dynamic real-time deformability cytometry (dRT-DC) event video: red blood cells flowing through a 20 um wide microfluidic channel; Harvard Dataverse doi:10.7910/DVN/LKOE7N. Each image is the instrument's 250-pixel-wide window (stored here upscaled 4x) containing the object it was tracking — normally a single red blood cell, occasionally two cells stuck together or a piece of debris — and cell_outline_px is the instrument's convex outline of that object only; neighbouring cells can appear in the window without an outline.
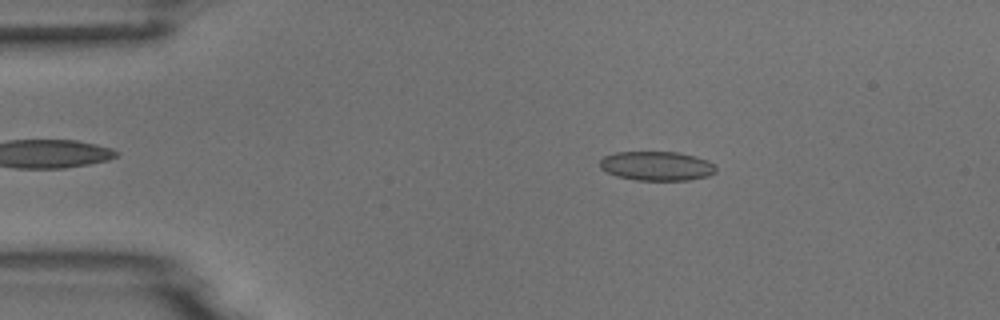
{"species": "common noctule bat (a hibernating species)", "species_latin": "Nyctalus noctula", "temperature_condition": "room temperature", "stored_images_in_passage": 3, "camera_frame_rate_fps": 3000, "um_per_image_px": 0.085, "animal": {"sex": "male", "body_mass_g": 18.8}, "frame": {"image": 1, "passage_image": 2, "time_ms": 1.333, "image_size_px": [1000, 320], "cell_outline_px": [[716, 172], [708, 176], [688, 180], [636, 180], [616, 176], [600, 168], [600, 160], [604, 156], [616, 152], [676, 152], [696, 156], [708, 160], [716, 168]], "centroid_in_image_um": [55.82, 14.1], "position_along_channel_um": 29.2, "area_um2": 19.77}}